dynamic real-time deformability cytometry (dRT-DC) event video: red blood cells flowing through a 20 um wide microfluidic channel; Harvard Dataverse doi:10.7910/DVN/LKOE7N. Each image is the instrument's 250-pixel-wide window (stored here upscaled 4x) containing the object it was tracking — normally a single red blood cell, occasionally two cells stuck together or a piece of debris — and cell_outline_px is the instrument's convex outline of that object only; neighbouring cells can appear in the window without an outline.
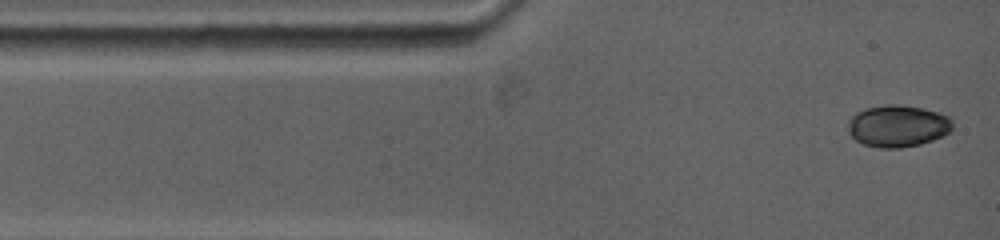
{"species": "common noctule bat (a hibernating species)", "species_latin": "Nyctalus noctula", "temperature_condition": "warm", "stored_images_in_passage": 32, "camera_frame_rate_fps": 5000, "um_per_image_px": 0.085, "animal": {"sex": "female", "body_mass_g": 19.0, "forearm_length_mm": 53.3}, "frame": {"image": 1, "passage_image": 1, "time_ms": 0.0, "image_size_px": [1000, 240], "cell_outline_px": [[952, 128], [948, 132], [932, 140], [920, 144], [900, 148], [880, 148], [864, 144], [856, 140], [848, 132], [848, 120], [856, 112], [864, 108], [884, 104], [896, 104], [920, 108], [936, 112], [948, 116], [952, 120]], "centroid_in_image_um": [76.26, 10.7], "position_along_channel_um": 8.7, "area_um2": 25.43}}
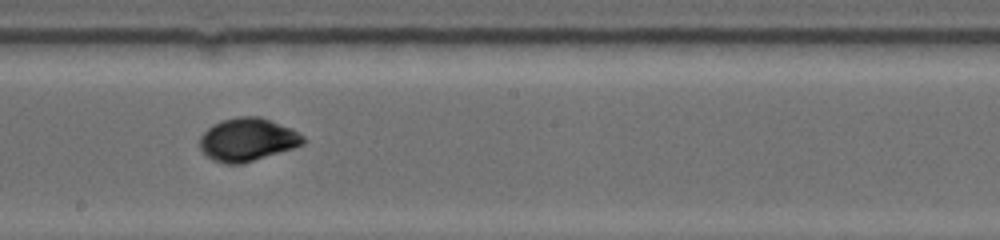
{"frame": {"image": 2, "passage_image": 19, "time_ms": 6.8, "image_size_px": [1000, 240], "cell_outline_px": [[304, 144], [292, 148], [240, 164], [224, 164], [212, 160], [200, 148], [200, 136], [212, 124], [220, 120], [236, 116], [260, 116], [272, 120], [292, 128], [304, 136]], "centroid_in_image_um": [21.02, 11.84], "position_along_channel_um": 227.2, "area_um2": 25.95}}
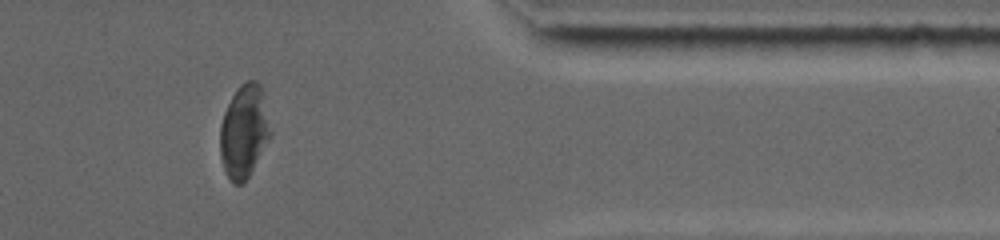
{"frame": {"image": 3, "passage_image": 32, "time_ms": 11.6, "image_size_px": [1000, 240], "cell_outline_px": [[272, 136], [244, 184], [236, 184], [224, 172], [220, 156], [220, 124], [224, 112], [236, 88], [240, 84], [248, 80], [256, 80], [260, 84], [272, 132]], "centroid_in_image_um": [20.75, 11.17], "position_along_channel_um": 390.7, "area_um2": 27.51}, "authors_computed_cell_mechanics": {"area_um2": 25.3453, "velocity_mm_per_s": 3.828, "shape_relaxation_time_tau1_ms": 4.1127, "shape_relaxation_time_tau2_ms": 0.7955, "deformation_change_tau1": 0.1015, "deformation_change_tau2": 0.0241}}